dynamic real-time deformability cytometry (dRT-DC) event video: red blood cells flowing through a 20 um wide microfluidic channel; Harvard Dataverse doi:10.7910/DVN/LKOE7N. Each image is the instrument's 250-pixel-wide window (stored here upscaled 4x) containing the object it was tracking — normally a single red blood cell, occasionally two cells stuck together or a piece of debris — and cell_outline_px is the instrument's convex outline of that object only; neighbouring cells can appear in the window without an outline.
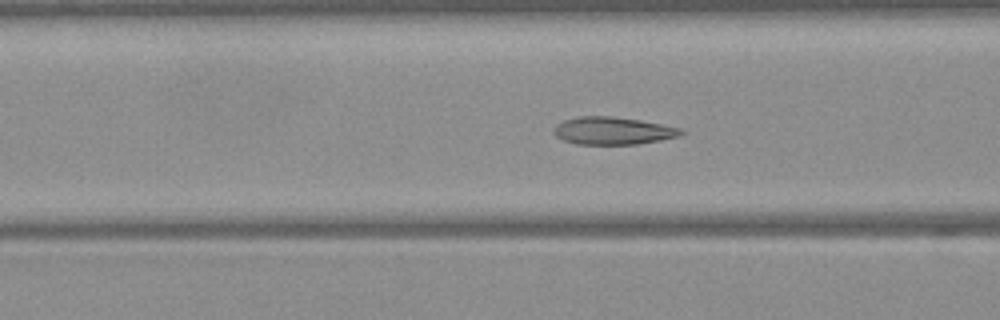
{"species": "Egyptian fruit bat (a non-hibernating species)", "species_latin": "Rousettus aegyptiacus", "temperature_condition": "warm", "stored_images_in_passage": 34, "camera_frame_rate_fps": 3000, "um_per_image_px": 0.085, "frame": {"image": 1, "passage_image": 4, "time_ms": 1.0, "image_size_px": [1000, 320], "cell_outline_px": [[688, 132], [676, 136], [660, 140], [636, 144], [576, 144], [564, 140], [556, 136], [552, 132], [552, 128], [556, 124], [564, 120], [576, 116], [612, 116], [640, 120], [680, 128]], "centroid_in_image_um": [52.05, 11.11], "position_along_channel_um": 114.6, "area_um2": 20.46}}
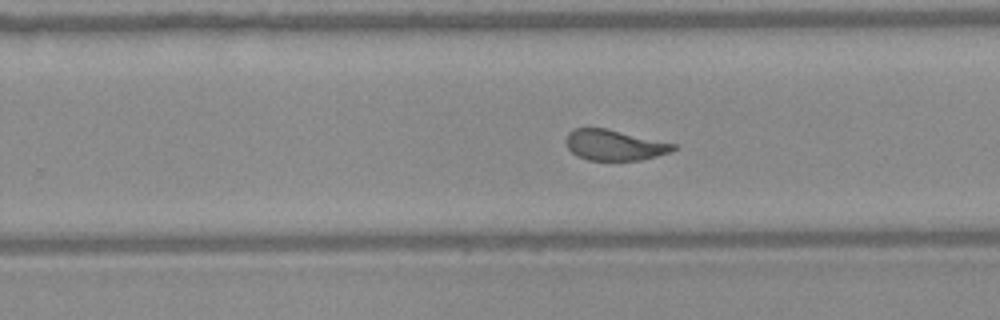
{"frame": {"image": 2, "passage_image": 16, "time_ms": 5.0, "image_size_px": [1000, 320], "cell_outline_px": [[676, 148], [672, 152], [640, 160], [588, 160], [576, 156], [568, 148], [564, 140], [568, 132], [572, 128], [604, 128], [676, 144]], "centroid_in_image_um": [52.18, 12.33], "position_along_channel_um": 277.6, "area_um2": 19.13}}
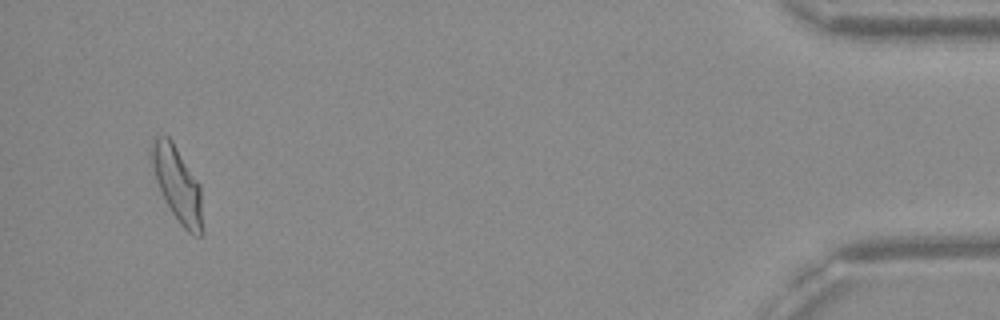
{"frame": {"image": 3, "passage_image": 32, "time_ms": 10.333, "image_size_px": [1000, 320], "cell_outline_px": [[204, 232], [200, 236], [196, 236], [188, 232], [180, 224], [172, 212], [156, 180], [148, 152], [148, 148], [156, 136], [168, 136], [172, 140], [200, 184]], "centroid_in_image_um": [15.09, 15.65], "position_along_channel_um": 420.1, "area_um2": 22.37}, "authors_computed_cell_mechanics": {"area_um2": 20.5768, "velocity_mm_per_s": 4.0735, "shape_relaxation_time_tau1_ms": 4.6331, "shape_relaxation_time_tau2_ms": 0.7264, "deformation_change_tau1": 0.1526, "deformation_change_tau2": 0.0677}}